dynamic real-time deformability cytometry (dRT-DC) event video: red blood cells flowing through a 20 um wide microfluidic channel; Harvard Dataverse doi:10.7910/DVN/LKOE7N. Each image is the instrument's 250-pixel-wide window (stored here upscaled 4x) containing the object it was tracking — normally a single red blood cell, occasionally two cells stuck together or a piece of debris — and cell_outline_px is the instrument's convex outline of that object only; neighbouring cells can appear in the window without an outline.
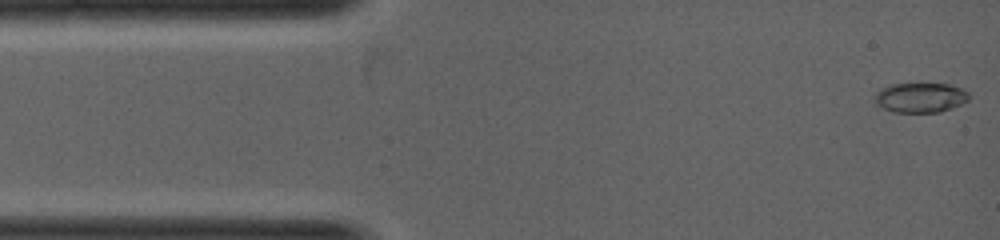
{"species": "common noctule bat (a hibernating species)", "species_latin": "Nyctalus noctula", "temperature_condition": "warm", "stored_images_in_passage": 37, "camera_frame_rate_fps": 5000, "um_per_image_px": 0.085, "animal": {"sex": "female", "body_mass_g": 19.0, "forearm_length_mm": 53.3}, "frame": {"image": 1, "passage_image": 1, "time_ms": 0.0, "image_size_px": [1000, 240], "cell_outline_px": [[968, 100], [952, 108], [940, 112], [892, 112], [876, 104], [876, 92], [880, 88], [892, 84], [948, 84], [960, 88], [968, 92]], "centroid_in_image_um": [78.22, 8.3], "position_along_channel_um": 6.8, "area_um2": 16.18}}
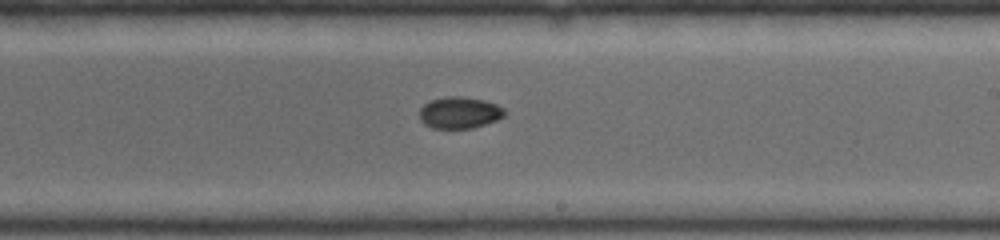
{"frame": {"image": 2, "passage_image": 20, "time_ms": 3.8, "image_size_px": [1000, 240], "cell_outline_px": [[508, 112], [504, 116], [496, 120], [472, 128], [432, 128], [424, 124], [420, 120], [420, 108], [424, 104], [432, 100], [448, 96], [464, 96], [484, 100], [496, 104], [504, 108]], "centroid_in_image_um": [39.07, 9.57], "position_along_channel_um": 249.9, "area_um2": 15.72}}
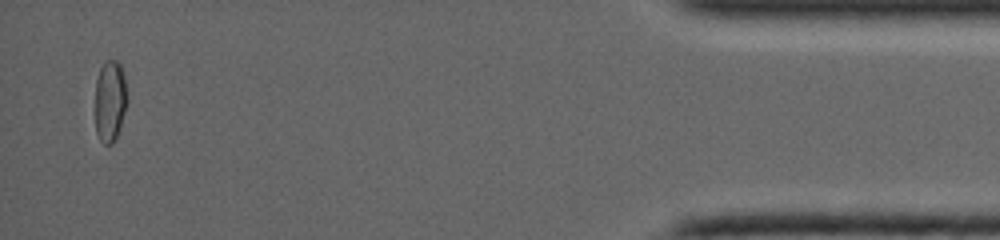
{"frame": {"image": 3, "passage_image": 35, "time_ms": 6.8, "image_size_px": [1000, 240], "cell_outline_px": [[128, 100], [120, 128], [112, 144], [104, 144], [100, 140], [96, 132], [96, 80], [100, 68], [104, 60], [116, 60], [120, 64], [124, 76]], "centroid_in_image_um": [9.36, 8.56], "position_along_channel_um": 425.8, "area_um2": 15.26}}